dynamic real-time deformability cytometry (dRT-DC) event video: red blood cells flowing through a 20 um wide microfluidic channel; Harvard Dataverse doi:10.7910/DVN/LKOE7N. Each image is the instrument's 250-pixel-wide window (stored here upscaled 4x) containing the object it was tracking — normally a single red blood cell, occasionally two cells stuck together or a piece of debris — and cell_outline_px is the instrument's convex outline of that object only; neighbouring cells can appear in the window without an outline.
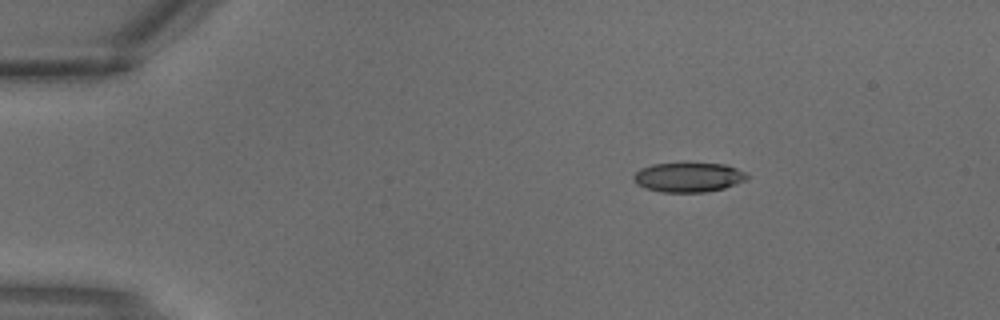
{"species": "common noctule bat (a hibernating species)", "species_latin": "Nyctalus noctula", "temperature_condition": "warm", "stored_images_in_passage": 2, "segment_of_instrument_passage": [1, 2], "camera_frame_rate_fps": 3000, "um_per_image_px": 0.085, "animal": {"sex": "male", "body_mass_g": 18.8}, "frame": {"image": 1, "passage_image": 1, "time_ms": 0.0, "image_size_px": [1000, 320], "cell_outline_px": [[748, 180], [724, 188], [704, 192], [664, 192], [644, 188], [636, 184], [632, 180], [632, 176], [640, 168], [652, 164], [724, 164], [736, 168], [744, 172], [748, 176]], "centroid_in_image_um": [58.49, 15.08], "position_along_channel_um": 26.5, "area_um2": 19.42}}